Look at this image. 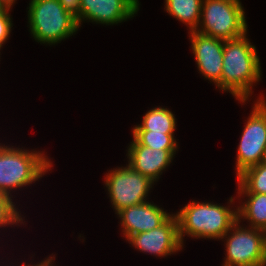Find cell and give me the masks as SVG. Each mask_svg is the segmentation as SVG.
Listing matches in <instances>:
<instances>
[{
  "instance_id": "cell-5",
  "label": "cell",
  "mask_w": 266,
  "mask_h": 266,
  "mask_svg": "<svg viewBox=\"0 0 266 266\" xmlns=\"http://www.w3.org/2000/svg\"><path fill=\"white\" fill-rule=\"evenodd\" d=\"M244 14L240 1L203 0L196 31L223 41L241 37L247 33Z\"/></svg>"
},
{
  "instance_id": "cell-9",
  "label": "cell",
  "mask_w": 266,
  "mask_h": 266,
  "mask_svg": "<svg viewBox=\"0 0 266 266\" xmlns=\"http://www.w3.org/2000/svg\"><path fill=\"white\" fill-rule=\"evenodd\" d=\"M139 251L167 256L182 249L177 216L171 215L161 226L127 238Z\"/></svg>"
},
{
  "instance_id": "cell-4",
  "label": "cell",
  "mask_w": 266,
  "mask_h": 266,
  "mask_svg": "<svg viewBox=\"0 0 266 266\" xmlns=\"http://www.w3.org/2000/svg\"><path fill=\"white\" fill-rule=\"evenodd\" d=\"M28 9L29 28L37 42L56 44L79 28L77 19L65 11L59 0H31Z\"/></svg>"
},
{
  "instance_id": "cell-21",
  "label": "cell",
  "mask_w": 266,
  "mask_h": 266,
  "mask_svg": "<svg viewBox=\"0 0 266 266\" xmlns=\"http://www.w3.org/2000/svg\"><path fill=\"white\" fill-rule=\"evenodd\" d=\"M59 3L76 19L81 16V0H59Z\"/></svg>"
},
{
  "instance_id": "cell-1",
  "label": "cell",
  "mask_w": 266,
  "mask_h": 266,
  "mask_svg": "<svg viewBox=\"0 0 266 266\" xmlns=\"http://www.w3.org/2000/svg\"><path fill=\"white\" fill-rule=\"evenodd\" d=\"M246 34L224 41L221 73V90L229 91L242 103L249 99L253 83L261 79L256 47L248 41Z\"/></svg>"
},
{
  "instance_id": "cell-11",
  "label": "cell",
  "mask_w": 266,
  "mask_h": 266,
  "mask_svg": "<svg viewBox=\"0 0 266 266\" xmlns=\"http://www.w3.org/2000/svg\"><path fill=\"white\" fill-rule=\"evenodd\" d=\"M139 10L138 0H81V16L77 19L113 25L134 17Z\"/></svg>"
},
{
  "instance_id": "cell-16",
  "label": "cell",
  "mask_w": 266,
  "mask_h": 266,
  "mask_svg": "<svg viewBox=\"0 0 266 266\" xmlns=\"http://www.w3.org/2000/svg\"><path fill=\"white\" fill-rule=\"evenodd\" d=\"M176 121L174 114L164 107L149 110L143 117L141 125H137L132 131H152L164 134H174Z\"/></svg>"
},
{
  "instance_id": "cell-17",
  "label": "cell",
  "mask_w": 266,
  "mask_h": 266,
  "mask_svg": "<svg viewBox=\"0 0 266 266\" xmlns=\"http://www.w3.org/2000/svg\"><path fill=\"white\" fill-rule=\"evenodd\" d=\"M237 179L240 193L266 194V161L245 169Z\"/></svg>"
},
{
  "instance_id": "cell-18",
  "label": "cell",
  "mask_w": 266,
  "mask_h": 266,
  "mask_svg": "<svg viewBox=\"0 0 266 266\" xmlns=\"http://www.w3.org/2000/svg\"><path fill=\"white\" fill-rule=\"evenodd\" d=\"M133 138L143 146L152 149L176 151L177 142L173 134L157 133L152 131H133Z\"/></svg>"
},
{
  "instance_id": "cell-13",
  "label": "cell",
  "mask_w": 266,
  "mask_h": 266,
  "mask_svg": "<svg viewBox=\"0 0 266 266\" xmlns=\"http://www.w3.org/2000/svg\"><path fill=\"white\" fill-rule=\"evenodd\" d=\"M129 165L136 171L155 182L162 171L170 165L176 151L152 149L140 145L134 138L128 149Z\"/></svg>"
},
{
  "instance_id": "cell-8",
  "label": "cell",
  "mask_w": 266,
  "mask_h": 266,
  "mask_svg": "<svg viewBox=\"0 0 266 266\" xmlns=\"http://www.w3.org/2000/svg\"><path fill=\"white\" fill-rule=\"evenodd\" d=\"M153 183L129 164L126 167L113 169L105 178L110 201L116 213L126 207L147 202L146 196Z\"/></svg>"
},
{
  "instance_id": "cell-3",
  "label": "cell",
  "mask_w": 266,
  "mask_h": 266,
  "mask_svg": "<svg viewBox=\"0 0 266 266\" xmlns=\"http://www.w3.org/2000/svg\"><path fill=\"white\" fill-rule=\"evenodd\" d=\"M51 166L52 163L41 152L0 144V192L10 195V190L32 184Z\"/></svg>"
},
{
  "instance_id": "cell-15",
  "label": "cell",
  "mask_w": 266,
  "mask_h": 266,
  "mask_svg": "<svg viewBox=\"0 0 266 266\" xmlns=\"http://www.w3.org/2000/svg\"><path fill=\"white\" fill-rule=\"evenodd\" d=\"M203 0H165V10L177 20L189 25L190 31H196L201 17Z\"/></svg>"
},
{
  "instance_id": "cell-6",
  "label": "cell",
  "mask_w": 266,
  "mask_h": 266,
  "mask_svg": "<svg viewBox=\"0 0 266 266\" xmlns=\"http://www.w3.org/2000/svg\"><path fill=\"white\" fill-rule=\"evenodd\" d=\"M239 224L237 221L222 237L227 238L223 266H266V232Z\"/></svg>"
},
{
  "instance_id": "cell-10",
  "label": "cell",
  "mask_w": 266,
  "mask_h": 266,
  "mask_svg": "<svg viewBox=\"0 0 266 266\" xmlns=\"http://www.w3.org/2000/svg\"><path fill=\"white\" fill-rule=\"evenodd\" d=\"M192 51L200 73L221 89L224 41L190 31Z\"/></svg>"
},
{
  "instance_id": "cell-2",
  "label": "cell",
  "mask_w": 266,
  "mask_h": 266,
  "mask_svg": "<svg viewBox=\"0 0 266 266\" xmlns=\"http://www.w3.org/2000/svg\"><path fill=\"white\" fill-rule=\"evenodd\" d=\"M178 219L179 238L183 245L186 234L194 238L222 237L238 221L237 209L213 203L192 201L175 214Z\"/></svg>"
},
{
  "instance_id": "cell-7",
  "label": "cell",
  "mask_w": 266,
  "mask_h": 266,
  "mask_svg": "<svg viewBox=\"0 0 266 266\" xmlns=\"http://www.w3.org/2000/svg\"><path fill=\"white\" fill-rule=\"evenodd\" d=\"M253 106L238 146L236 176L266 161V100L261 97Z\"/></svg>"
},
{
  "instance_id": "cell-12",
  "label": "cell",
  "mask_w": 266,
  "mask_h": 266,
  "mask_svg": "<svg viewBox=\"0 0 266 266\" xmlns=\"http://www.w3.org/2000/svg\"><path fill=\"white\" fill-rule=\"evenodd\" d=\"M126 238L161 226L171 215L151 202L132 205L116 213Z\"/></svg>"
},
{
  "instance_id": "cell-20",
  "label": "cell",
  "mask_w": 266,
  "mask_h": 266,
  "mask_svg": "<svg viewBox=\"0 0 266 266\" xmlns=\"http://www.w3.org/2000/svg\"><path fill=\"white\" fill-rule=\"evenodd\" d=\"M12 28V21L9 13L0 14V48L7 41Z\"/></svg>"
},
{
  "instance_id": "cell-14",
  "label": "cell",
  "mask_w": 266,
  "mask_h": 266,
  "mask_svg": "<svg viewBox=\"0 0 266 266\" xmlns=\"http://www.w3.org/2000/svg\"><path fill=\"white\" fill-rule=\"evenodd\" d=\"M248 196L247 201L237 208L238 221L249 220L251 227L266 232V194L239 193Z\"/></svg>"
},
{
  "instance_id": "cell-23",
  "label": "cell",
  "mask_w": 266,
  "mask_h": 266,
  "mask_svg": "<svg viewBox=\"0 0 266 266\" xmlns=\"http://www.w3.org/2000/svg\"><path fill=\"white\" fill-rule=\"evenodd\" d=\"M7 9L10 10V8L12 7L13 3H15V0H0Z\"/></svg>"
},
{
  "instance_id": "cell-24",
  "label": "cell",
  "mask_w": 266,
  "mask_h": 266,
  "mask_svg": "<svg viewBox=\"0 0 266 266\" xmlns=\"http://www.w3.org/2000/svg\"><path fill=\"white\" fill-rule=\"evenodd\" d=\"M9 9L5 7V5L0 1V14L1 13H8Z\"/></svg>"
},
{
  "instance_id": "cell-19",
  "label": "cell",
  "mask_w": 266,
  "mask_h": 266,
  "mask_svg": "<svg viewBox=\"0 0 266 266\" xmlns=\"http://www.w3.org/2000/svg\"><path fill=\"white\" fill-rule=\"evenodd\" d=\"M19 222L23 223V219L12 202L11 196L0 192V227Z\"/></svg>"
},
{
  "instance_id": "cell-22",
  "label": "cell",
  "mask_w": 266,
  "mask_h": 266,
  "mask_svg": "<svg viewBox=\"0 0 266 266\" xmlns=\"http://www.w3.org/2000/svg\"><path fill=\"white\" fill-rule=\"evenodd\" d=\"M54 258H55V256L49 257L48 259H45V260L41 261L37 265L34 264V265H30V266H53L52 262H54L53 261ZM22 266H29V265H25V263H24Z\"/></svg>"
}]
</instances>
